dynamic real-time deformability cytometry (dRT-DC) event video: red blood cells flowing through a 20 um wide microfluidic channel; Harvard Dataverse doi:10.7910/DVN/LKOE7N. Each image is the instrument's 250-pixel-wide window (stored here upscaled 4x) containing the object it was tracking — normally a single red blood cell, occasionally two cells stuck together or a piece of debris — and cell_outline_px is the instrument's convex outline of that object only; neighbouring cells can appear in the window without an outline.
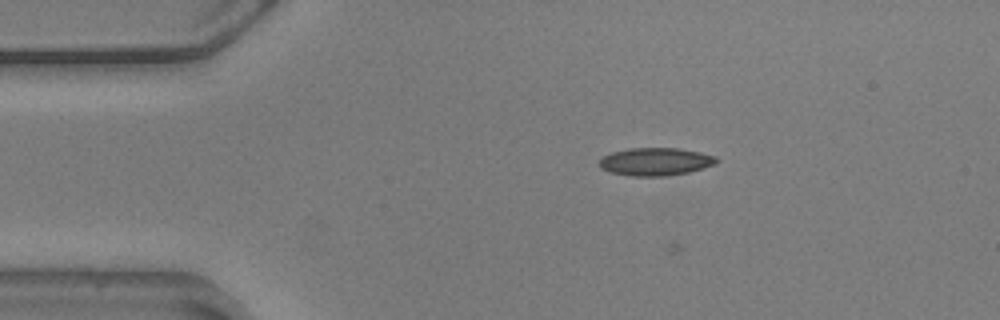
{"species": "common noctule bat (a hibernating species)", "species_latin": "Nyctalus noctula", "temperature_condition": "warm", "stored_images_in_passage": 18, "camera_frame_rate_fps": 3000, "um_per_image_px": 0.085, "animal": {"sex": "male", "body_mass_g": 20.5, "forearm_length_mm": 52.5}, "frame": {"image": 1, "passage_image": 13, "time_ms": 4.0, "image_size_px": [1000, 320], "cell_outline_px": [[720, 160], [716, 164], [688, 172], [664, 176], [632, 176], [608, 172], [600, 168], [600, 160], [604, 156], [612, 152], [628, 148], [680, 148], [700, 152], [716, 156]], "centroid_in_image_um": [55.73, 13.73], "position_along_channel_um": 29.3, "area_um2": 19.07}}